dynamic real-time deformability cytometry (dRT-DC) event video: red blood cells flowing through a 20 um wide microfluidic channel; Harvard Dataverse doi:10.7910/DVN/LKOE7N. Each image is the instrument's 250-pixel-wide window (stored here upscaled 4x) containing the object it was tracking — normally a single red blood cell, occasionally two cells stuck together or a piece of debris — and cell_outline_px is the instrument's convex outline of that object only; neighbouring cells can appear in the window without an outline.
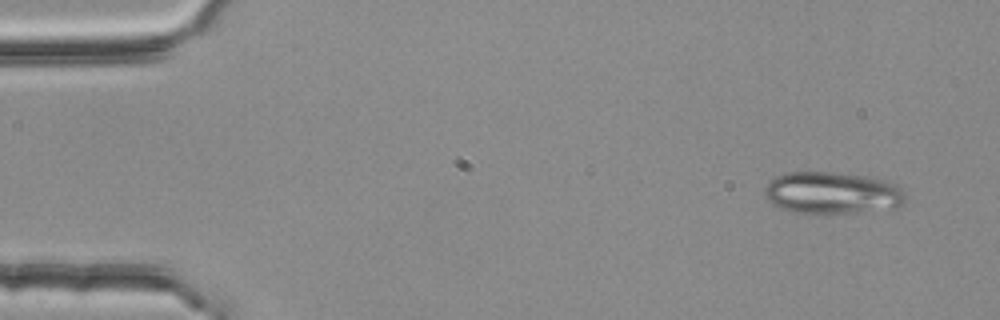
{"species": "common noctule bat (a hibernating species)", "species_latin": "Nyctalus noctula", "temperature_condition": "room temperature", "stored_images_in_passage": 4, "camera_frame_rate_fps": 3000, "um_per_image_px": 0.085, "animal": {"sex": "female", "body_mass_g": 25.1}, "frame": {"image": 1, "passage_image": 1, "time_ms": 0.0, "image_size_px": [1000, 320], "cell_outline_px": [[904, 204], [892, 208], [824, 216], [792, 212], [780, 208], [772, 204], [764, 196], [764, 188], [768, 180], [784, 172], [832, 172], [868, 176], [888, 180], [896, 184], [904, 192]], "centroid_in_image_um": [70.69, 16.42], "position_along_channel_um": 14.3, "area_um2": 35.49}}